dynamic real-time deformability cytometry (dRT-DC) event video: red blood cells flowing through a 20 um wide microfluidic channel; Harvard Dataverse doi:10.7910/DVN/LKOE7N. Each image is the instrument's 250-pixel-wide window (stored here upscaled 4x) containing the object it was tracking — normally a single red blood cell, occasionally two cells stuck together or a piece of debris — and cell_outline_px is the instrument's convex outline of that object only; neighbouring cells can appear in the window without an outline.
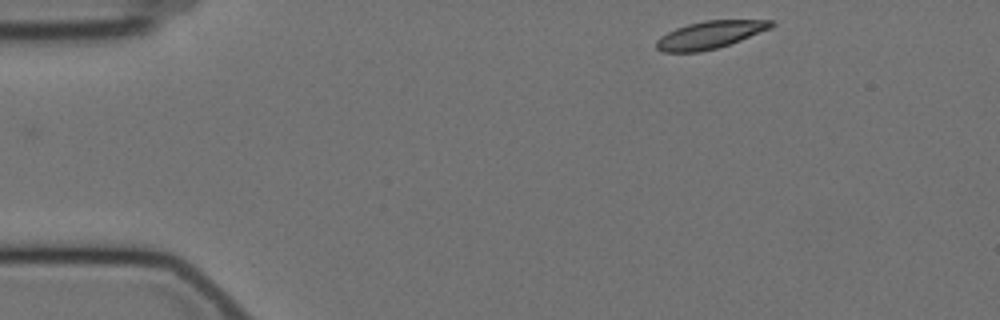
{"species": "Egyptian fruit bat (a non-hibernating species)", "species_latin": "Rousettus aegyptiacus", "temperature_condition": "cold", "stored_images_in_passage": 43, "camera_frame_rate_fps": 3000, "um_per_image_px": 0.085, "animal": {"sex": "female"}, "frame": {"image": 1, "passage_image": 1, "time_ms": 0.0, "image_size_px": [1000, 320], "cell_outline_px": [[776, 24], [772, 28], [740, 40], [716, 48], [700, 52], [664, 52], [656, 48], [656, 40], [660, 36], [676, 28], [688, 24], [704, 20], [776, 20]], "centroid_in_image_um": [60.36, 2.95], "position_along_channel_um": 24.6, "area_um2": 18.44}}
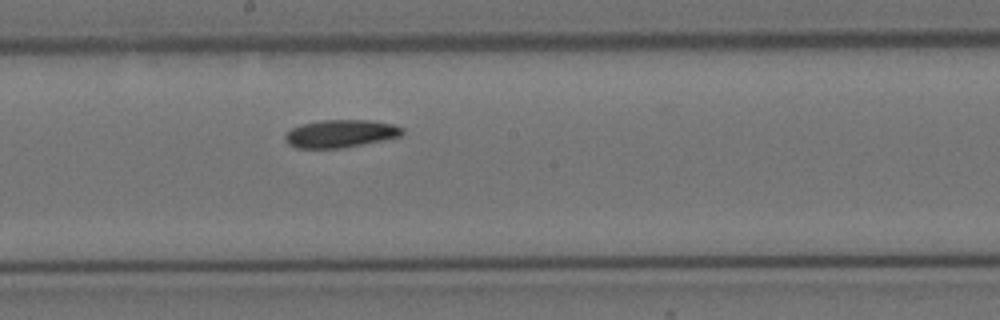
{"frame": {"image": 2, "passage_image": 24, "time_ms": 7.667, "image_size_px": [1000, 320], "cell_outline_px": [[404, 132], [400, 136], [384, 140], [344, 148], [296, 148], [288, 144], [284, 140], [284, 136], [292, 128], [300, 124], [320, 120], [368, 120], [396, 124], [404, 128]], "centroid_in_image_um": [28.96, 11.36], "position_along_channel_um": 219.2, "area_um2": 19.19}}
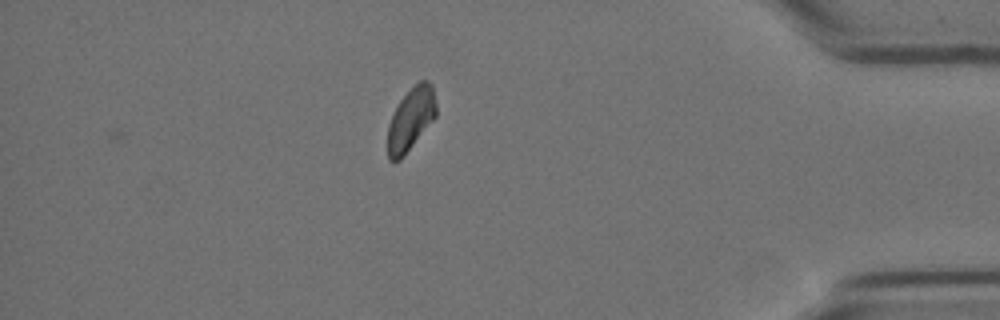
{"frame": {"image": 3, "passage_image": 43, "time_ms": 14.0, "image_size_px": [1000, 320], "cell_outline_px": [[436, 116], [404, 156], [400, 160], [388, 160], [388, 124], [400, 100], [420, 80], [428, 80], [432, 84], [436, 104]], "centroid_in_image_um": [34.93, 10.13], "position_along_channel_um": 400.3, "area_um2": 17.46}, "authors_computed_cell_mechanics": {"area_um2": 19.1896, "velocity_mm_per_s": 3.4773, "shape_relaxation_time_tau1_ms": 10.5391, "shape_relaxation_time_tau2_ms": null, "deformation_change_tau1": 0.1688, "deformation_change_tau2": null}}